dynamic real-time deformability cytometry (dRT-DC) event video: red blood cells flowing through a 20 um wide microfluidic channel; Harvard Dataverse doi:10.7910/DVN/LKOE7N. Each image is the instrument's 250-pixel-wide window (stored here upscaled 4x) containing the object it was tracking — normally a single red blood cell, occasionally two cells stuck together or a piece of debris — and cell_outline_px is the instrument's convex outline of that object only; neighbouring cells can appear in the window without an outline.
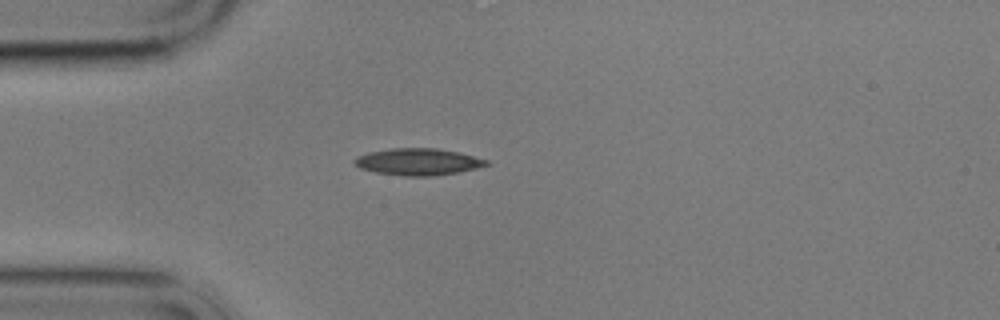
{"species": "common noctule bat (a hibernating species)", "species_latin": "Nyctalus noctula", "temperature_condition": "cold", "stored_images_in_passage": 3, "camera_frame_rate_fps": 3000, "um_per_image_px": 0.085, "animal": {"sex": "male", "body_mass_g": 17.9}, "frame": {"image": 1, "passage_image": 3, "time_ms": 2.333, "image_size_px": [1000, 320], "cell_outline_px": [[492, 164], [476, 168], [456, 172], [432, 176], [404, 176], [376, 172], [360, 168], [352, 160], [356, 156], [368, 152], [392, 148], [436, 148], [460, 152], [488, 160]], "centroid_in_image_um": [35.54, 13.74], "position_along_channel_um": 49.5, "area_um2": 20.63}}